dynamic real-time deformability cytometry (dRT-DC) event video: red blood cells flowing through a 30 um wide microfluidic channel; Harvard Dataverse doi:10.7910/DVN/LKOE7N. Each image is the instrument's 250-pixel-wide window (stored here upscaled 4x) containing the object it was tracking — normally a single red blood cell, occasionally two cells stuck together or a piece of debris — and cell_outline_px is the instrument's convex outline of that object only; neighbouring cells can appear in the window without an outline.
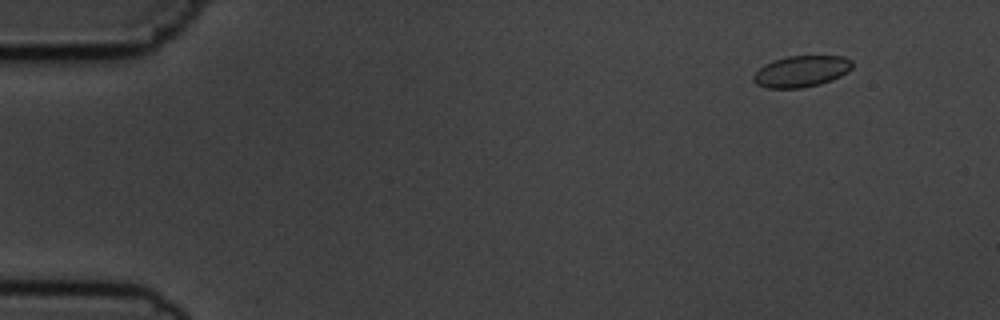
{"species": "common noctule bat (a hibernating species)", "species_latin": "Nyctalus noctula", "temperature_condition": "cold", "stored_images_in_passage": 7, "camera_frame_rate_fps": 3000, "um_per_image_px": 0.085, "animal": {"sex": "male", "body_mass_g": 19.5, "forearm_length_mm": 54.6}, "frame": {"image": 1, "passage_image": 2, "time_ms": 1.333, "image_size_px": [1000, 320], "cell_outline_px": [[852, 68], [848, 72], [832, 80], [820, 84], [804, 88], [768, 88], [756, 84], [752, 80], [752, 76], [764, 64], [772, 60], [788, 56], [844, 56], [852, 60]], "centroid_in_image_um": [68.11, 6.06], "position_along_channel_um": 16.9, "area_um2": 18.21}}
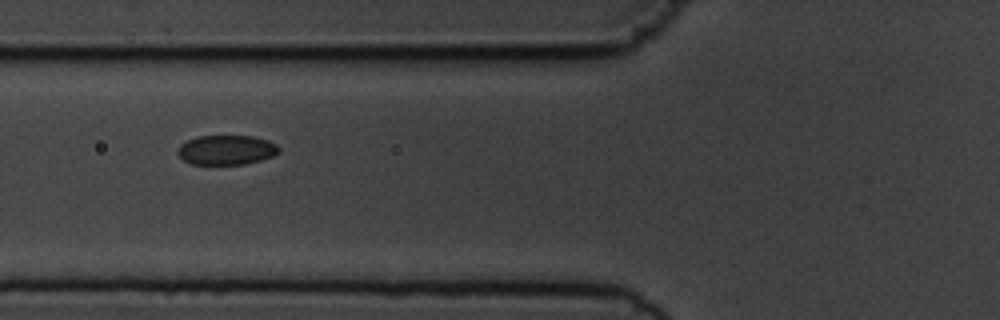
{"frame": {"image": 2, "passage_image": 6, "time_ms": 6.667, "image_size_px": [1000, 320], "cell_outline_px": [[280, 152], [272, 156], [260, 160], [244, 164], [192, 164], [184, 160], [176, 152], [180, 144], [188, 140], [200, 136], [252, 136], [268, 140], [276, 144], [280, 148]], "centroid_in_image_um": [19.25, 12.74], "position_along_channel_um": 106.5, "area_um2": 17.4}}
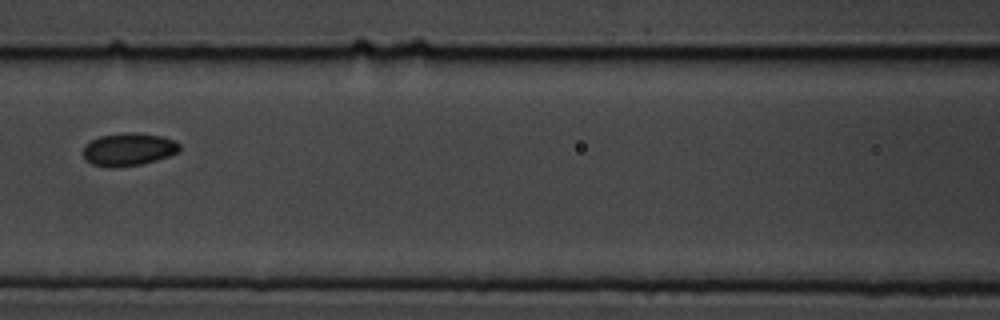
{"frame": {"image": 3, "passage_image": 7, "time_ms": 8.0, "image_size_px": [1000, 320], "cell_outline_px": [[180, 152], [156, 160], [140, 164], [112, 168], [92, 164], [84, 160], [84, 144], [100, 136], [124, 132], [136, 132], [160, 136], [172, 140], [180, 144]], "centroid_in_image_um": [10.91, 12.69], "position_along_channel_um": 155.7, "area_um2": 18.44}}